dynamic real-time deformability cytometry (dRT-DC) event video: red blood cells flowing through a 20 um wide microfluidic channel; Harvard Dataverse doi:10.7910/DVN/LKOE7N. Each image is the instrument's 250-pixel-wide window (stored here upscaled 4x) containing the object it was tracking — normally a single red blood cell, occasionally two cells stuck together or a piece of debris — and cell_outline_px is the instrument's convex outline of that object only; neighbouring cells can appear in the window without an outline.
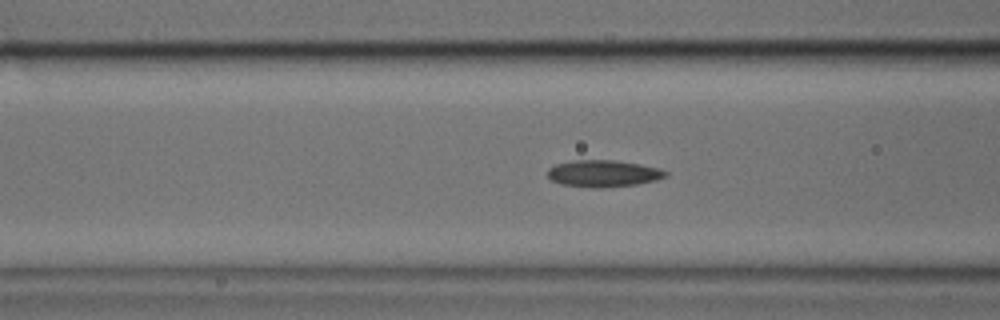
{"species": "common noctule bat (a hibernating species)", "species_latin": "Nyctalus noctula", "temperature_condition": "cold", "stored_images_in_passage": 41, "camera_frame_rate_fps": 3000, "um_per_image_px": 0.085, "animal": {"sex": "male", "body_mass_g": 17.9, "forearm_length_mm": 54.2}, "frame": {"image": 1, "passage_image": 9, "time_ms": 2.667, "image_size_px": [1000, 320], "cell_outline_px": [[668, 176], [656, 180], [636, 184], [604, 188], [592, 188], [560, 184], [552, 180], [548, 176], [548, 168], [556, 164], [572, 160], [612, 160], [640, 164], [660, 168], [668, 172]], "centroid_in_image_um": [51.29, 14.75], "position_along_channel_um": 115.3, "area_um2": 18.55}}
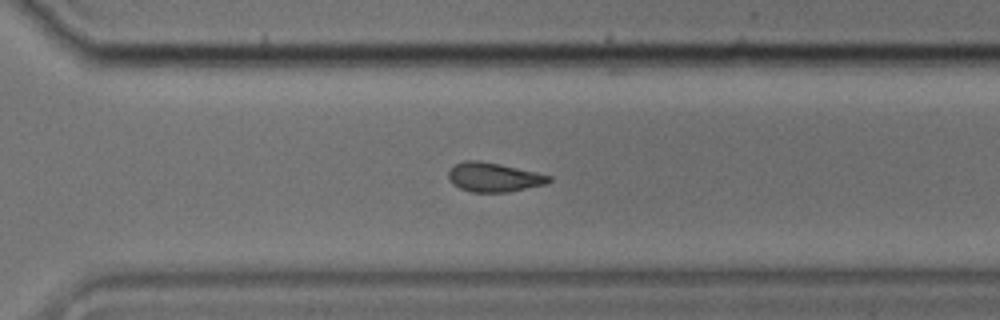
{"frame": {"image": 2, "passage_image": 25, "time_ms": 8.0, "image_size_px": [1000, 320], "cell_outline_px": [[552, 180], [544, 184], [508, 192], [472, 192], [460, 188], [452, 184], [448, 176], [448, 172], [456, 164], [464, 160], [480, 160], [500, 164], [536, 172], [552, 176]], "centroid_in_image_um": [41.96, 15.06], "position_along_channel_um": 328.6, "area_um2": 16.99}}
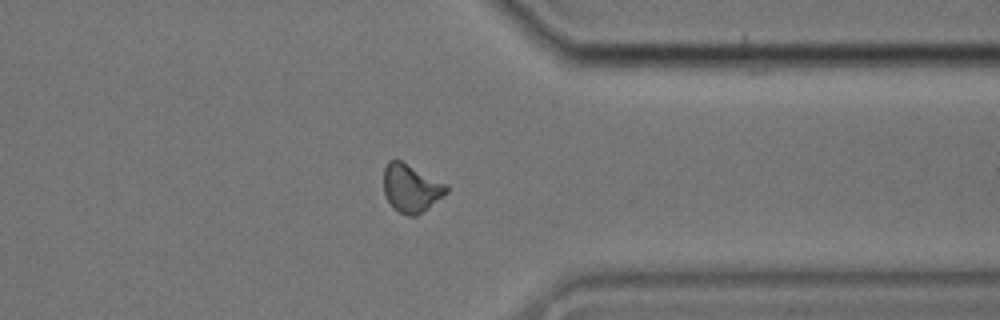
{"frame": {"image": 3, "passage_image": 29, "time_ms": 9.333, "image_size_px": [1000, 320], "cell_outline_px": [[448, 192], [428, 208], [416, 216], [408, 216], [392, 208], [384, 192], [384, 168], [388, 160], [400, 160], [448, 184]], "centroid_in_image_um": [34.95, 15.99], "position_along_channel_um": 376.5, "area_um2": 17.57}}